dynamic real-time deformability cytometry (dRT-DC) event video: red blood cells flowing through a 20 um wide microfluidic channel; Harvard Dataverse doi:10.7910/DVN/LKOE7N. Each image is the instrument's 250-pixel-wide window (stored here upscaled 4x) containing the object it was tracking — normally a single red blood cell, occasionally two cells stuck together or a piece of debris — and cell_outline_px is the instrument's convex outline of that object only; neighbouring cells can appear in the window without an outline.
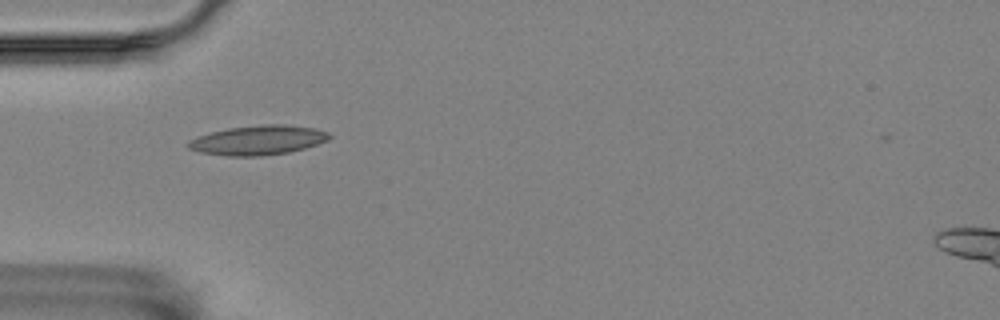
{"species": "Egyptian fruit bat (a non-hibernating species)", "species_latin": "Rousettus aegyptiacus", "temperature_condition": "room temperature", "stored_images_in_passage": 40, "camera_frame_rate_fps": 3000, "um_per_image_px": 0.085, "animal": {"sex": "female"}, "frame": {"image": 1, "passage_image": 1, "time_ms": 0.0, "image_size_px": [1000, 320], "cell_outline_px": [[332, 136], [328, 140], [304, 148], [288, 152], [260, 156], [228, 156], [200, 152], [188, 148], [184, 144], [188, 140], [212, 132], [228, 128], [260, 124], [284, 124], [316, 128], [328, 132]], "centroid_in_image_um": [21.92, 11.91], "position_along_channel_um": 63.1, "area_um2": 24.28}}
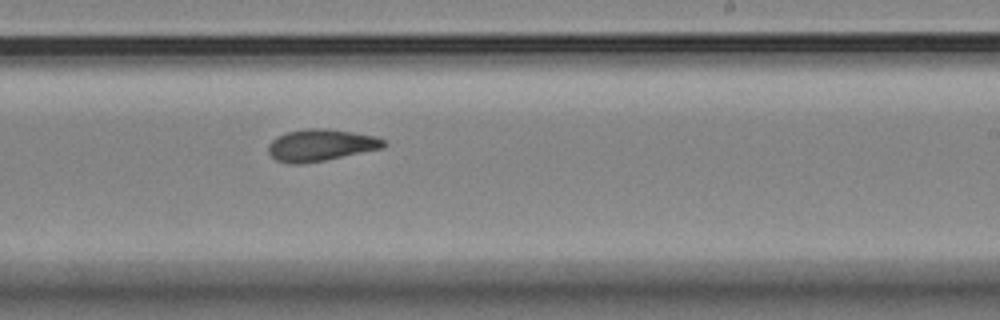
{"frame": {"image": 2, "passage_image": 18, "time_ms": 5.667, "image_size_px": [1000, 320], "cell_outline_px": [[388, 144], [384, 148], [324, 160], [300, 164], [288, 164], [276, 160], [268, 152], [268, 144], [276, 136], [288, 132], [308, 128], [328, 128], [376, 136], [384, 140]], "centroid_in_image_um": [27.27, 12.33], "position_along_channel_um": 261.7, "area_um2": 21.5}}
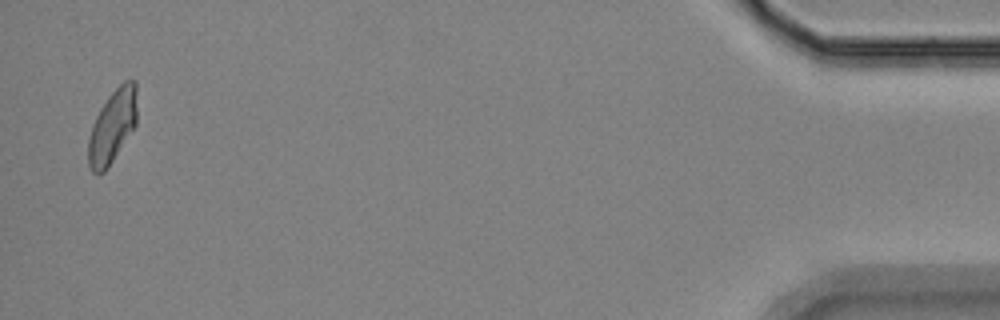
{"frame": {"image": 3, "passage_image": 39, "time_ms": 12.667, "image_size_px": [1000, 320], "cell_outline_px": [[136, 124], [108, 168], [104, 172], [92, 172], [88, 164], [88, 140], [92, 124], [100, 108], [108, 96], [124, 80], [136, 80]], "centroid_in_image_um": [9.55, 10.73], "position_along_channel_um": 425.7, "area_um2": 20.69}, "authors_computed_cell_mechanics": {"area_um2": 21.1259, "velocity_mm_per_s": 3.5193, "shape_relaxation_time_tau1_ms": 8.6297, "shape_relaxation_time_tau2_ms": 5.0332, "deformation_change_tau1": 0.1718, "deformation_change_tau2": 0.1079}}